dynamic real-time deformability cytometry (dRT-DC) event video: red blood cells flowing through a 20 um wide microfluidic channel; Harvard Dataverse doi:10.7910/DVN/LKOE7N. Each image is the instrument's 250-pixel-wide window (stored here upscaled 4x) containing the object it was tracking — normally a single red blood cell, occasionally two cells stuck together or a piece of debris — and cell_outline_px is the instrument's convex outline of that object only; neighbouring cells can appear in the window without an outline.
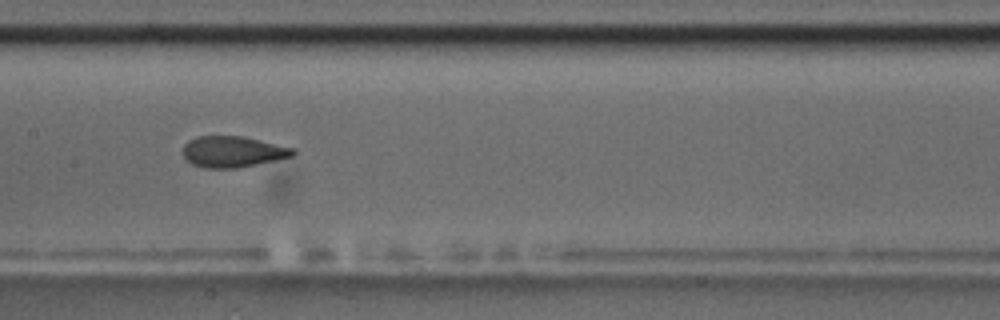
{"species": "common noctule bat (a hibernating species)", "species_latin": "Nyctalus noctula", "temperature_condition": "room temperature", "stored_images_in_passage": 9, "camera_frame_rate_fps": 3000, "um_per_image_px": 0.085, "animal": {"sex": "male", "body_mass_g": 17.5, "forearm_length_mm": 52.3}, "frame": {"image": 1, "passage_image": 8, "time_ms": 9.0, "image_size_px": [1000, 320], "cell_outline_px": [[296, 152], [292, 156], [256, 164], [236, 168], [204, 168], [192, 164], [184, 156], [184, 144], [188, 140], [196, 136], [244, 136], [296, 148]], "centroid_in_image_um": [19.8, 12.88], "position_along_channel_um": 187.6, "area_um2": 19.94}}